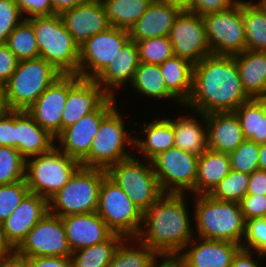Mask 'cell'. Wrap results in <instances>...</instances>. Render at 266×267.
Here are the masks:
<instances>
[{
    "mask_svg": "<svg viewBox=\"0 0 266 267\" xmlns=\"http://www.w3.org/2000/svg\"><path fill=\"white\" fill-rule=\"evenodd\" d=\"M249 99L234 56L211 54L194 64L192 93L184 106L207 115L234 112Z\"/></svg>",
    "mask_w": 266,
    "mask_h": 267,
    "instance_id": "6da1fadb",
    "label": "cell"
},
{
    "mask_svg": "<svg viewBox=\"0 0 266 267\" xmlns=\"http://www.w3.org/2000/svg\"><path fill=\"white\" fill-rule=\"evenodd\" d=\"M186 196L163 194L143 215L137 238L160 256H177L195 236Z\"/></svg>",
    "mask_w": 266,
    "mask_h": 267,
    "instance_id": "7a4b0ae2",
    "label": "cell"
},
{
    "mask_svg": "<svg viewBox=\"0 0 266 267\" xmlns=\"http://www.w3.org/2000/svg\"><path fill=\"white\" fill-rule=\"evenodd\" d=\"M193 220L198 238L242 244L245 225L240 203L220 201L209 194L192 195Z\"/></svg>",
    "mask_w": 266,
    "mask_h": 267,
    "instance_id": "3957f363",
    "label": "cell"
},
{
    "mask_svg": "<svg viewBox=\"0 0 266 267\" xmlns=\"http://www.w3.org/2000/svg\"><path fill=\"white\" fill-rule=\"evenodd\" d=\"M35 32L39 57L62 75H78L79 45L65 27L60 14L28 19Z\"/></svg>",
    "mask_w": 266,
    "mask_h": 267,
    "instance_id": "277c9868",
    "label": "cell"
},
{
    "mask_svg": "<svg viewBox=\"0 0 266 267\" xmlns=\"http://www.w3.org/2000/svg\"><path fill=\"white\" fill-rule=\"evenodd\" d=\"M117 106L101 121L99 130L93 138L89 154L80 162V166L108 170L121 160L133 156L127 149L133 147L137 131L126 130V120H123ZM125 121V122H124ZM132 135V136H131ZM130 145V146H129Z\"/></svg>",
    "mask_w": 266,
    "mask_h": 267,
    "instance_id": "5b68a950",
    "label": "cell"
},
{
    "mask_svg": "<svg viewBox=\"0 0 266 267\" xmlns=\"http://www.w3.org/2000/svg\"><path fill=\"white\" fill-rule=\"evenodd\" d=\"M61 75L41 57L19 61L3 87L5 108L26 111Z\"/></svg>",
    "mask_w": 266,
    "mask_h": 267,
    "instance_id": "8992f818",
    "label": "cell"
},
{
    "mask_svg": "<svg viewBox=\"0 0 266 267\" xmlns=\"http://www.w3.org/2000/svg\"><path fill=\"white\" fill-rule=\"evenodd\" d=\"M107 171L79 166L68 182L50 199L49 213L59 217L97 211L99 192Z\"/></svg>",
    "mask_w": 266,
    "mask_h": 267,
    "instance_id": "52a82bcc",
    "label": "cell"
},
{
    "mask_svg": "<svg viewBox=\"0 0 266 267\" xmlns=\"http://www.w3.org/2000/svg\"><path fill=\"white\" fill-rule=\"evenodd\" d=\"M136 157L135 154L121 160L107 170L113 180L130 198L134 205L145 213L164 193L150 160ZM146 162V163H145Z\"/></svg>",
    "mask_w": 266,
    "mask_h": 267,
    "instance_id": "ba28073f",
    "label": "cell"
},
{
    "mask_svg": "<svg viewBox=\"0 0 266 267\" xmlns=\"http://www.w3.org/2000/svg\"><path fill=\"white\" fill-rule=\"evenodd\" d=\"M80 163L56 146L26 160L25 179L30 193L50 199L69 180Z\"/></svg>",
    "mask_w": 266,
    "mask_h": 267,
    "instance_id": "9c48e42d",
    "label": "cell"
},
{
    "mask_svg": "<svg viewBox=\"0 0 266 267\" xmlns=\"http://www.w3.org/2000/svg\"><path fill=\"white\" fill-rule=\"evenodd\" d=\"M96 212L113 233L124 238H137L140 234L144 213L108 176L101 183Z\"/></svg>",
    "mask_w": 266,
    "mask_h": 267,
    "instance_id": "30bf717a",
    "label": "cell"
},
{
    "mask_svg": "<svg viewBox=\"0 0 266 267\" xmlns=\"http://www.w3.org/2000/svg\"><path fill=\"white\" fill-rule=\"evenodd\" d=\"M212 55L233 56L246 50L243 0L232 8L203 17Z\"/></svg>",
    "mask_w": 266,
    "mask_h": 267,
    "instance_id": "8fae6325",
    "label": "cell"
},
{
    "mask_svg": "<svg viewBox=\"0 0 266 267\" xmlns=\"http://www.w3.org/2000/svg\"><path fill=\"white\" fill-rule=\"evenodd\" d=\"M198 155L172 147L151 160L164 194H187L194 189Z\"/></svg>",
    "mask_w": 266,
    "mask_h": 267,
    "instance_id": "7c38bea8",
    "label": "cell"
},
{
    "mask_svg": "<svg viewBox=\"0 0 266 267\" xmlns=\"http://www.w3.org/2000/svg\"><path fill=\"white\" fill-rule=\"evenodd\" d=\"M129 39L128 30L111 26L86 40L79 46L78 75L94 80Z\"/></svg>",
    "mask_w": 266,
    "mask_h": 267,
    "instance_id": "4fadbf2b",
    "label": "cell"
},
{
    "mask_svg": "<svg viewBox=\"0 0 266 267\" xmlns=\"http://www.w3.org/2000/svg\"><path fill=\"white\" fill-rule=\"evenodd\" d=\"M16 252L25 257H71L72 251L61 217L48 212L28 232Z\"/></svg>",
    "mask_w": 266,
    "mask_h": 267,
    "instance_id": "5bb4252c",
    "label": "cell"
},
{
    "mask_svg": "<svg viewBox=\"0 0 266 267\" xmlns=\"http://www.w3.org/2000/svg\"><path fill=\"white\" fill-rule=\"evenodd\" d=\"M116 104V98L108 97L94 112L62 130L55 138V146L80 163L89 154L101 121L117 106Z\"/></svg>",
    "mask_w": 266,
    "mask_h": 267,
    "instance_id": "9a60e30c",
    "label": "cell"
},
{
    "mask_svg": "<svg viewBox=\"0 0 266 267\" xmlns=\"http://www.w3.org/2000/svg\"><path fill=\"white\" fill-rule=\"evenodd\" d=\"M80 78L79 75H61L26 110L32 119L54 138L62 132V115L68 90Z\"/></svg>",
    "mask_w": 266,
    "mask_h": 267,
    "instance_id": "2e32d148",
    "label": "cell"
},
{
    "mask_svg": "<svg viewBox=\"0 0 266 267\" xmlns=\"http://www.w3.org/2000/svg\"><path fill=\"white\" fill-rule=\"evenodd\" d=\"M174 54L192 64L211 55L203 17L183 10L173 23L169 34Z\"/></svg>",
    "mask_w": 266,
    "mask_h": 267,
    "instance_id": "e0dca14e",
    "label": "cell"
},
{
    "mask_svg": "<svg viewBox=\"0 0 266 267\" xmlns=\"http://www.w3.org/2000/svg\"><path fill=\"white\" fill-rule=\"evenodd\" d=\"M241 248L237 243L194 237L177 257L186 267H230Z\"/></svg>",
    "mask_w": 266,
    "mask_h": 267,
    "instance_id": "ac0fdd59",
    "label": "cell"
},
{
    "mask_svg": "<svg viewBox=\"0 0 266 267\" xmlns=\"http://www.w3.org/2000/svg\"><path fill=\"white\" fill-rule=\"evenodd\" d=\"M62 21L80 46L86 40L111 27L102 3L89 0L60 14Z\"/></svg>",
    "mask_w": 266,
    "mask_h": 267,
    "instance_id": "d6986e66",
    "label": "cell"
},
{
    "mask_svg": "<svg viewBox=\"0 0 266 267\" xmlns=\"http://www.w3.org/2000/svg\"><path fill=\"white\" fill-rule=\"evenodd\" d=\"M49 212L48 199L29 193L1 223L6 239L16 249L28 232Z\"/></svg>",
    "mask_w": 266,
    "mask_h": 267,
    "instance_id": "ffe728a7",
    "label": "cell"
},
{
    "mask_svg": "<svg viewBox=\"0 0 266 267\" xmlns=\"http://www.w3.org/2000/svg\"><path fill=\"white\" fill-rule=\"evenodd\" d=\"M72 252L106 241L113 232L97 212L62 216Z\"/></svg>",
    "mask_w": 266,
    "mask_h": 267,
    "instance_id": "44dd1931",
    "label": "cell"
},
{
    "mask_svg": "<svg viewBox=\"0 0 266 267\" xmlns=\"http://www.w3.org/2000/svg\"><path fill=\"white\" fill-rule=\"evenodd\" d=\"M108 97L95 80L80 78L68 90L62 115V130L94 112Z\"/></svg>",
    "mask_w": 266,
    "mask_h": 267,
    "instance_id": "7402d4cb",
    "label": "cell"
},
{
    "mask_svg": "<svg viewBox=\"0 0 266 267\" xmlns=\"http://www.w3.org/2000/svg\"><path fill=\"white\" fill-rule=\"evenodd\" d=\"M140 64L138 47L135 41L129 39L117 52L113 63L94 79L103 91L116 98V89L132 82L134 73ZM114 88V89H113ZM116 91V92H114Z\"/></svg>",
    "mask_w": 266,
    "mask_h": 267,
    "instance_id": "603a6c76",
    "label": "cell"
},
{
    "mask_svg": "<svg viewBox=\"0 0 266 267\" xmlns=\"http://www.w3.org/2000/svg\"><path fill=\"white\" fill-rule=\"evenodd\" d=\"M183 10L160 0H153L139 20L129 29V37L140 41L169 36L173 23Z\"/></svg>",
    "mask_w": 266,
    "mask_h": 267,
    "instance_id": "cb8c5ba5",
    "label": "cell"
},
{
    "mask_svg": "<svg viewBox=\"0 0 266 267\" xmlns=\"http://www.w3.org/2000/svg\"><path fill=\"white\" fill-rule=\"evenodd\" d=\"M206 125L209 149L229 154L245 140L235 112L207 114Z\"/></svg>",
    "mask_w": 266,
    "mask_h": 267,
    "instance_id": "d4e9b609",
    "label": "cell"
},
{
    "mask_svg": "<svg viewBox=\"0 0 266 267\" xmlns=\"http://www.w3.org/2000/svg\"><path fill=\"white\" fill-rule=\"evenodd\" d=\"M54 146L55 138L26 111L15 110V148L26 160L47 153Z\"/></svg>",
    "mask_w": 266,
    "mask_h": 267,
    "instance_id": "484cf974",
    "label": "cell"
},
{
    "mask_svg": "<svg viewBox=\"0 0 266 267\" xmlns=\"http://www.w3.org/2000/svg\"><path fill=\"white\" fill-rule=\"evenodd\" d=\"M233 56L247 96L250 99H266V52L244 50Z\"/></svg>",
    "mask_w": 266,
    "mask_h": 267,
    "instance_id": "4316f807",
    "label": "cell"
},
{
    "mask_svg": "<svg viewBox=\"0 0 266 267\" xmlns=\"http://www.w3.org/2000/svg\"><path fill=\"white\" fill-rule=\"evenodd\" d=\"M191 111L197 116H190L189 112L185 114L186 116L182 114L175 120L172 119L175 147L200 156L208 149L206 115L195 110Z\"/></svg>",
    "mask_w": 266,
    "mask_h": 267,
    "instance_id": "83f0119b",
    "label": "cell"
},
{
    "mask_svg": "<svg viewBox=\"0 0 266 267\" xmlns=\"http://www.w3.org/2000/svg\"><path fill=\"white\" fill-rule=\"evenodd\" d=\"M142 129L140 134L144 136V139L136 136L134 139V147L142 155V159L151 161L159 153L175 147L171 117L149 121L143 125Z\"/></svg>",
    "mask_w": 266,
    "mask_h": 267,
    "instance_id": "f1b7e54d",
    "label": "cell"
},
{
    "mask_svg": "<svg viewBox=\"0 0 266 267\" xmlns=\"http://www.w3.org/2000/svg\"><path fill=\"white\" fill-rule=\"evenodd\" d=\"M230 171L229 155L208 148L198 157L196 183L190 193L210 194Z\"/></svg>",
    "mask_w": 266,
    "mask_h": 267,
    "instance_id": "f546056e",
    "label": "cell"
},
{
    "mask_svg": "<svg viewBox=\"0 0 266 267\" xmlns=\"http://www.w3.org/2000/svg\"><path fill=\"white\" fill-rule=\"evenodd\" d=\"M159 67L167 90L184 106L192 93L194 64L174 55Z\"/></svg>",
    "mask_w": 266,
    "mask_h": 267,
    "instance_id": "4dcf8cb0",
    "label": "cell"
},
{
    "mask_svg": "<svg viewBox=\"0 0 266 267\" xmlns=\"http://www.w3.org/2000/svg\"><path fill=\"white\" fill-rule=\"evenodd\" d=\"M132 89L141 96L157 100H173L179 106L185 108L176 98L167 90L166 84L159 65L145 64L140 62L134 73L132 82L129 84Z\"/></svg>",
    "mask_w": 266,
    "mask_h": 267,
    "instance_id": "1f68e13d",
    "label": "cell"
},
{
    "mask_svg": "<svg viewBox=\"0 0 266 267\" xmlns=\"http://www.w3.org/2000/svg\"><path fill=\"white\" fill-rule=\"evenodd\" d=\"M244 138L257 144L266 143V99H249L235 111Z\"/></svg>",
    "mask_w": 266,
    "mask_h": 267,
    "instance_id": "d6a6232c",
    "label": "cell"
},
{
    "mask_svg": "<svg viewBox=\"0 0 266 267\" xmlns=\"http://www.w3.org/2000/svg\"><path fill=\"white\" fill-rule=\"evenodd\" d=\"M246 50L266 52V4L243 0Z\"/></svg>",
    "mask_w": 266,
    "mask_h": 267,
    "instance_id": "836d02e7",
    "label": "cell"
},
{
    "mask_svg": "<svg viewBox=\"0 0 266 267\" xmlns=\"http://www.w3.org/2000/svg\"><path fill=\"white\" fill-rule=\"evenodd\" d=\"M159 258V254L150 250L138 238H124L108 267H154Z\"/></svg>",
    "mask_w": 266,
    "mask_h": 267,
    "instance_id": "e575fe53",
    "label": "cell"
},
{
    "mask_svg": "<svg viewBox=\"0 0 266 267\" xmlns=\"http://www.w3.org/2000/svg\"><path fill=\"white\" fill-rule=\"evenodd\" d=\"M153 0H109L103 4L112 27L128 30L139 20Z\"/></svg>",
    "mask_w": 266,
    "mask_h": 267,
    "instance_id": "d590c367",
    "label": "cell"
},
{
    "mask_svg": "<svg viewBox=\"0 0 266 267\" xmlns=\"http://www.w3.org/2000/svg\"><path fill=\"white\" fill-rule=\"evenodd\" d=\"M124 237L113 233L106 241L72 252L73 267H108Z\"/></svg>",
    "mask_w": 266,
    "mask_h": 267,
    "instance_id": "8d00e7d4",
    "label": "cell"
},
{
    "mask_svg": "<svg viewBox=\"0 0 266 267\" xmlns=\"http://www.w3.org/2000/svg\"><path fill=\"white\" fill-rule=\"evenodd\" d=\"M18 61L39 57L35 32L28 20H23L8 36L5 43Z\"/></svg>",
    "mask_w": 266,
    "mask_h": 267,
    "instance_id": "74e56055",
    "label": "cell"
},
{
    "mask_svg": "<svg viewBox=\"0 0 266 267\" xmlns=\"http://www.w3.org/2000/svg\"><path fill=\"white\" fill-rule=\"evenodd\" d=\"M248 186L249 175L231 169L209 195L220 201L240 203L247 194Z\"/></svg>",
    "mask_w": 266,
    "mask_h": 267,
    "instance_id": "f35d334b",
    "label": "cell"
},
{
    "mask_svg": "<svg viewBox=\"0 0 266 267\" xmlns=\"http://www.w3.org/2000/svg\"><path fill=\"white\" fill-rule=\"evenodd\" d=\"M26 159L10 146H0V185L25 180Z\"/></svg>",
    "mask_w": 266,
    "mask_h": 267,
    "instance_id": "ab89813d",
    "label": "cell"
},
{
    "mask_svg": "<svg viewBox=\"0 0 266 267\" xmlns=\"http://www.w3.org/2000/svg\"><path fill=\"white\" fill-rule=\"evenodd\" d=\"M140 62L160 65L174 56L173 45L169 36H160L136 41Z\"/></svg>",
    "mask_w": 266,
    "mask_h": 267,
    "instance_id": "60d3db41",
    "label": "cell"
},
{
    "mask_svg": "<svg viewBox=\"0 0 266 267\" xmlns=\"http://www.w3.org/2000/svg\"><path fill=\"white\" fill-rule=\"evenodd\" d=\"M260 144L244 140L233 152L229 153L231 169L250 175L259 169Z\"/></svg>",
    "mask_w": 266,
    "mask_h": 267,
    "instance_id": "b9f144b4",
    "label": "cell"
},
{
    "mask_svg": "<svg viewBox=\"0 0 266 267\" xmlns=\"http://www.w3.org/2000/svg\"><path fill=\"white\" fill-rule=\"evenodd\" d=\"M29 193L26 179L12 184L0 185V224L9 217Z\"/></svg>",
    "mask_w": 266,
    "mask_h": 267,
    "instance_id": "7bdbcfd3",
    "label": "cell"
},
{
    "mask_svg": "<svg viewBox=\"0 0 266 267\" xmlns=\"http://www.w3.org/2000/svg\"><path fill=\"white\" fill-rule=\"evenodd\" d=\"M241 247L266 257V217L246 220Z\"/></svg>",
    "mask_w": 266,
    "mask_h": 267,
    "instance_id": "ee69618b",
    "label": "cell"
},
{
    "mask_svg": "<svg viewBox=\"0 0 266 267\" xmlns=\"http://www.w3.org/2000/svg\"><path fill=\"white\" fill-rule=\"evenodd\" d=\"M24 20L15 0H0V43Z\"/></svg>",
    "mask_w": 266,
    "mask_h": 267,
    "instance_id": "f6af8a7d",
    "label": "cell"
},
{
    "mask_svg": "<svg viewBox=\"0 0 266 267\" xmlns=\"http://www.w3.org/2000/svg\"><path fill=\"white\" fill-rule=\"evenodd\" d=\"M25 20L55 15L51 0H15Z\"/></svg>",
    "mask_w": 266,
    "mask_h": 267,
    "instance_id": "bcb514c9",
    "label": "cell"
},
{
    "mask_svg": "<svg viewBox=\"0 0 266 267\" xmlns=\"http://www.w3.org/2000/svg\"><path fill=\"white\" fill-rule=\"evenodd\" d=\"M240 206L245 221L266 217V195L246 194Z\"/></svg>",
    "mask_w": 266,
    "mask_h": 267,
    "instance_id": "7dc6e473",
    "label": "cell"
},
{
    "mask_svg": "<svg viewBox=\"0 0 266 267\" xmlns=\"http://www.w3.org/2000/svg\"><path fill=\"white\" fill-rule=\"evenodd\" d=\"M240 0H191L190 12L202 17L232 8Z\"/></svg>",
    "mask_w": 266,
    "mask_h": 267,
    "instance_id": "c3c4849f",
    "label": "cell"
},
{
    "mask_svg": "<svg viewBox=\"0 0 266 267\" xmlns=\"http://www.w3.org/2000/svg\"><path fill=\"white\" fill-rule=\"evenodd\" d=\"M0 146L15 148V110L0 113Z\"/></svg>",
    "mask_w": 266,
    "mask_h": 267,
    "instance_id": "681fc988",
    "label": "cell"
},
{
    "mask_svg": "<svg viewBox=\"0 0 266 267\" xmlns=\"http://www.w3.org/2000/svg\"><path fill=\"white\" fill-rule=\"evenodd\" d=\"M18 59L5 43H0V85H4L10 80L15 72Z\"/></svg>",
    "mask_w": 266,
    "mask_h": 267,
    "instance_id": "f907efd6",
    "label": "cell"
},
{
    "mask_svg": "<svg viewBox=\"0 0 266 267\" xmlns=\"http://www.w3.org/2000/svg\"><path fill=\"white\" fill-rule=\"evenodd\" d=\"M30 267H73L71 257H27Z\"/></svg>",
    "mask_w": 266,
    "mask_h": 267,
    "instance_id": "816d5d0a",
    "label": "cell"
},
{
    "mask_svg": "<svg viewBox=\"0 0 266 267\" xmlns=\"http://www.w3.org/2000/svg\"><path fill=\"white\" fill-rule=\"evenodd\" d=\"M254 254V251L245 250L241 248L234 256L230 267H261V263H259V260H262L264 257L257 253L255 254L257 255L256 260V258H254Z\"/></svg>",
    "mask_w": 266,
    "mask_h": 267,
    "instance_id": "f5cc1de1",
    "label": "cell"
},
{
    "mask_svg": "<svg viewBox=\"0 0 266 267\" xmlns=\"http://www.w3.org/2000/svg\"><path fill=\"white\" fill-rule=\"evenodd\" d=\"M247 194L266 195V171L257 169L249 175Z\"/></svg>",
    "mask_w": 266,
    "mask_h": 267,
    "instance_id": "db71d44e",
    "label": "cell"
},
{
    "mask_svg": "<svg viewBox=\"0 0 266 267\" xmlns=\"http://www.w3.org/2000/svg\"><path fill=\"white\" fill-rule=\"evenodd\" d=\"M0 267H30V263L27 257L15 251L12 255L0 259Z\"/></svg>",
    "mask_w": 266,
    "mask_h": 267,
    "instance_id": "11a10c76",
    "label": "cell"
},
{
    "mask_svg": "<svg viewBox=\"0 0 266 267\" xmlns=\"http://www.w3.org/2000/svg\"><path fill=\"white\" fill-rule=\"evenodd\" d=\"M89 0H51L53 10L56 14L72 9L73 7L83 4Z\"/></svg>",
    "mask_w": 266,
    "mask_h": 267,
    "instance_id": "9f6ffc18",
    "label": "cell"
},
{
    "mask_svg": "<svg viewBox=\"0 0 266 267\" xmlns=\"http://www.w3.org/2000/svg\"><path fill=\"white\" fill-rule=\"evenodd\" d=\"M16 249L6 239L5 233L0 224V259L12 255Z\"/></svg>",
    "mask_w": 266,
    "mask_h": 267,
    "instance_id": "6f0895ef",
    "label": "cell"
},
{
    "mask_svg": "<svg viewBox=\"0 0 266 267\" xmlns=\"http://www.w3.org/2000/svg\"><path fill=\"white\" fill-rule=\"evenodd\" d=\"M159 259L160 261L157 260L154 267H186L177 256H160Z\"/></svg>",
    "mask_w": 266,
    "mask_h": 267,
    "instance_id": "680465c9",
    "label": "cell"
},
{
    "mask_svg": "<svg viewBox=\"0 0 266 267\" xmlns=\"http://www.w3.org/2000/svg\"><path fill=\"white\" fill-rule=\"evenodd\" d=\"M258 167H259V169L266 171V143L260 144Z\"/></svg>",
    "mask_w": 266,
    "mask_h": 267,
    "instance_id": "91938a15",
    "label": "cell"
},
{
    "mask_svg": "<svg viewBox=\"0 0 266 267\" xmlns=\"http://www.w3.org/2000/svg\"><path fill=\"white\" fill-rule=\"evenodd\" d=\"M170 5L180 7L182 10L190 11L191 0H160Z\"/></svg>",
    "mask_w": 266,
    "mask_h": 267,
    "instance_id": "94428289",
    "label": "cell"
},
{
    "mask_svg": "<svg viewBox=\"0 0 266 267\" xmlns=\"http://www.w3.org/2000/svg\"><path fill=\"white\" fill-rule=\"evenodd\" d=\"M5 109L3 86L0 85V113Z\"/></svg>",
    "mask_w": 266,
    "mask_h": 267,
    "instance_id": "6125c7cd",
    "label": "cell"
},
{
    "mask_svg": "<svg viewBox=\"0 0 266 267\" xmlns=\"http://www.w3.org/2000/svg\"><path fill=\"white\" fill-rule=\"evenodd\" d=\"M95 1H98L100 3H104V2L109 1V0H95Z\"/></svg>",
    "mask_w": 266,
    "mask_h": 267,
    "instance_id": "be15d7a7",
    "label": "cell"
}]
</instances>
